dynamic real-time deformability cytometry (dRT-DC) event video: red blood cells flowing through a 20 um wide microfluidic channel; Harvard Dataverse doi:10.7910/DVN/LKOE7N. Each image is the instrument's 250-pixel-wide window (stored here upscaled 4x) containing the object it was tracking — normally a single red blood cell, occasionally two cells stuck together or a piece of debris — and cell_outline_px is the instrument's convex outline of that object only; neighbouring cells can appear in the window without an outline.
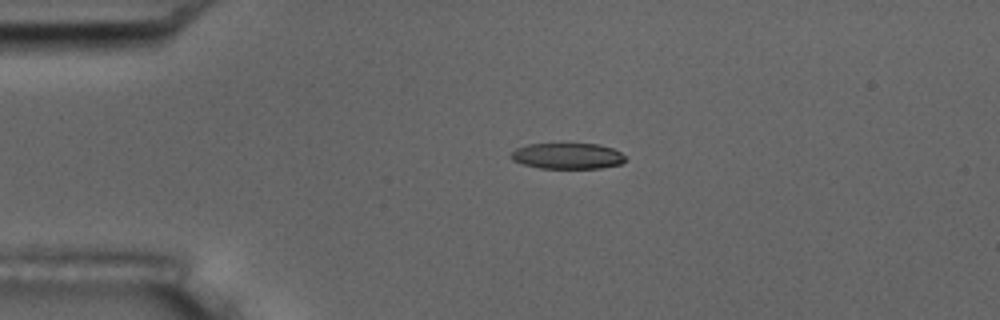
{"species": "common noctule bat (a hibernating species)", "species_latin": "Nyctalus noctula", "temperature_condition": "room temperature", "stored_images_in_passage": 3, "camera_frame_rate_fps": 3000, "um_per_image_px": 0.085, "animal": {"sex": "male", "body_mass_g": 17.5, "forearm_length_mm": 52.3}, "frame": {"image": 1, "passage_image": 2, "time_ms": 1.0, "image_size_px": [1000, 320], "cell_outline_px": [[624, 160], [620, 164], [600, 168], [540, 168], [524, 164], [512, 160], [508, 156], [516, 148], [528, 144], [560, 140], [600, 144], [612, 148], [620, 152], [624, 156]], "centroid_in_image_um": [48.18, 13.19], "position_along_channel_um": 36.8, "area_um2": 18.21}}